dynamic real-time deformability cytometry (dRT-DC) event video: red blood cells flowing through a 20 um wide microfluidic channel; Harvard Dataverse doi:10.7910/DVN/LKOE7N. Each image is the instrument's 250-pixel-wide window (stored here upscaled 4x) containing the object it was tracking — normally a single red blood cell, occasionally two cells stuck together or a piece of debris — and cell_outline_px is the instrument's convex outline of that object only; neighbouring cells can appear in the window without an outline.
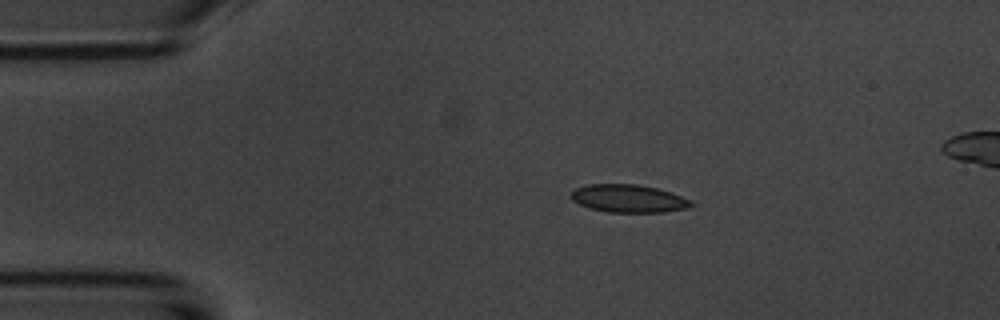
{"species": "common noctule bat (a hibernating species)", "species_latin": "Nyctalus noctula", "temperature_condition": "room temperature", "stored_images_in_passage": 5, "camera_frame_rate_fps": 3000, "um_per_image_px": 0.085, "animal": {"sex": "male", "body_mass_g": 20.1, "forearm_length_mm": 53.5}, "frame": {"image": 1, "passage_image": 3, "time_ms": 3.0, "image_size_px": [1000, 320], "cell_outline_px": [[696, 204], [692, 208], [664, 212], [608, 212], [588, 208], [572, 200], [568, 196], [568, 192], [572, 188], [588, 184], [636, 184], [656, 188], [692, 200]], "centroid_in_image_um": [53.38, 16.87], "position_along_channel_um": 31.6, "area_um2": 19.88}}